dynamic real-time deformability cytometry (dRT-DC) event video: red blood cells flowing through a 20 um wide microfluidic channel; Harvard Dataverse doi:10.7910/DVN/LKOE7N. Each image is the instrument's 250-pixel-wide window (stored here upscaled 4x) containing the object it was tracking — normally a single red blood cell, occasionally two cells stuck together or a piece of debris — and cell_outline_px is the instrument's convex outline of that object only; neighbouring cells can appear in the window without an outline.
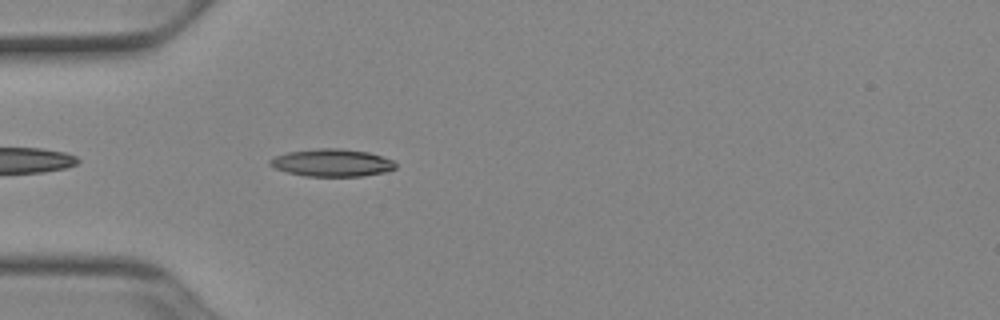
{"species": "Egyptian fruit bat (a non-hibernating species)", "species_latin": "Rousettus aegyptiacus", "temperature_condition": "cold", "stored_images_in_passage": 39, "camera_frame_rate_fps": 3000, "um_per_image_px": 0.085, "animal": {"sex": "female"}, "frame": {"image": 1, "passage_image": 3, "time_ms": 0.667, "image_size_px": [1000, 320], "cell_outline_px": [[396, 168], [388, 172], [364, 176], [304, 176], [288, 172], [276, 168], [268, 164], [268, 160], [276, 156], [288, 152], [320, 148], [340, 148], [368, 152], [396, 160]], "centroid_in_image_um": [28.28, 13.84], "position_along_channel_um": 56.7, "area_um2": 20.29}}
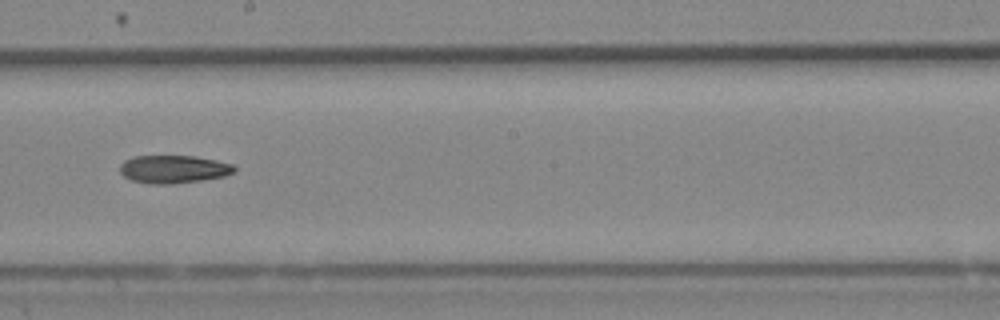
{"frame": {"image": 2, "passage_image": 17, "time_ms": 5.333, "image_size_px": [1000, 320], "cell_outline_px": [[236, 172], [224, 176], [200, 180], [172, 184], [148, 184], [132, 180], [124, 176], [120, 172], [120, 164], [124, 160], [132, 156], [196, 156], [216, 160], [232, 164], [236, 168]], "centroid_in_image_um": [14.74, 14.38], "position_along_channel_um": 233.5, "area_um2": 18.73}}
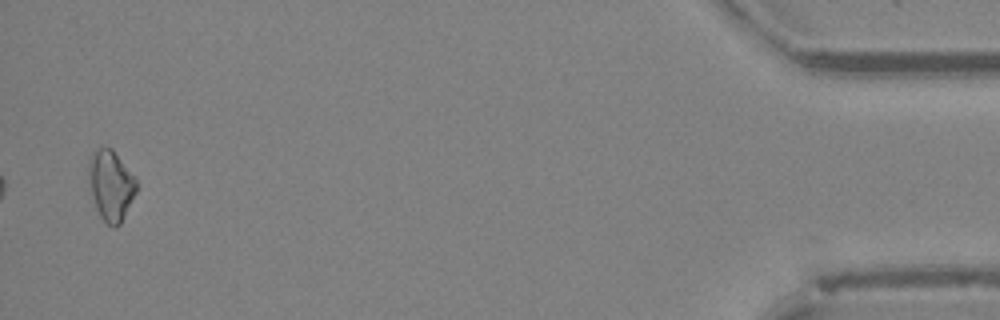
{"frame": {"image": 3, "passage_image": 38, "time_ms": 12.333, "image_size_px": [1000, 320], "cell_outline_px": [[136, 192], [120, 224], [116, 228], [112, 228], [100, 216], [96, 208], [92, 192], [88, 172], [88, 160], [100, 148], [112, 148], [136, 176]], "centroid_in_image_um": [9.45, 15.76], "position_along_channel_um": 425.7, "area_um2": 19.31}, "authors_computed_cell_mechanics": {"area_um2": 18.7272, "velocity_mm_per_s": 3.9351, "shape_relaxation_time_tau1_ms": 5.5029, "shape_relaxation_time_tau2_ms": null, "deformation_change_tau1": 0.126, "deformation_change_tau2": null}}